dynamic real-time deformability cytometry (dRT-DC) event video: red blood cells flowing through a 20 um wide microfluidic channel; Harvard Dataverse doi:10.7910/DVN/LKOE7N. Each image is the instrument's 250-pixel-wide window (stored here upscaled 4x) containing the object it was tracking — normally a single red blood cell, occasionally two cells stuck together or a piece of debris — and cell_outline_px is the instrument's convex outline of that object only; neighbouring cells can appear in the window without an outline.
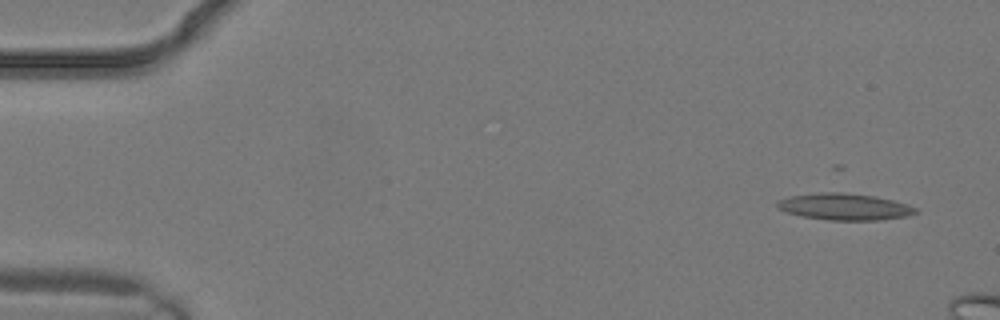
{"species": "common noctule bat (a hibernating species)", "species_latin": "Nyctalus noctula", "temperature_condition": "warm", "stored_images_in_passage": 4, "camera_frame_rate_fps": 3000, "um_per_image_px": 0.085, "animal": {"sex": "male", "body_mass_g": 19.2, "forearm_length_mm": 51.8}, "frame": {"image": 1, "passage_image": 1, "time_ms": 0.0, "image_size_px": [1000, 320], "cell_outline_px": [[920, 212], [908, 216], [880, 220], [828, 220], [804, 216], [788, 212], [776, 208], [776, 204], [780, 200], [788, 196], [820, 192], [844, 192], [876, 196], [908, 204], [916, 208]], "centroid_in_image_um": [71.82, 17.56], "position_along_channel_um": 13.2, "area_um2": 21.56}}